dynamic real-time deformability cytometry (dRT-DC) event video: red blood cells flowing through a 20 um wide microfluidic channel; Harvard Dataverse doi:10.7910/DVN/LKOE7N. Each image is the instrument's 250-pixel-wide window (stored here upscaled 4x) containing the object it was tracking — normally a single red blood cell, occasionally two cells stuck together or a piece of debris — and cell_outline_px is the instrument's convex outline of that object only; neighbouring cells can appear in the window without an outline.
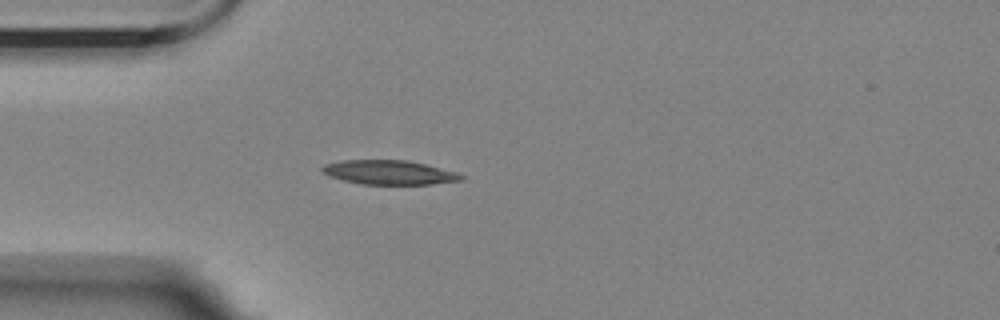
{"species": "Egyptian fruit bat (a non-hibernating species)", "species_latin": "Rousettus aegyptiacus", "temperature_condition": "room temperature", "stored_images_in_passage": 4, "camera_frame_rate_fps": 3000, "um_per_image_px": 0.085, "animal": {"sex": "female"}, "frame": {"image": 1, "passage_image": 4, "time_ms": 1.0, "image_size_px": [1000, 320], "cell_outline_px": [[464, 180], [432, 184], [360, 184], [344, 180], [332, 176], [324, 172], [320, 168], [324, 164], [340, 160], [408, 160], [456, 172], [464, 176]], "centroid_in_image_um": [33.09, 14.65], "position_along_channel_um": 51.9, "area_um2": 19.48}}